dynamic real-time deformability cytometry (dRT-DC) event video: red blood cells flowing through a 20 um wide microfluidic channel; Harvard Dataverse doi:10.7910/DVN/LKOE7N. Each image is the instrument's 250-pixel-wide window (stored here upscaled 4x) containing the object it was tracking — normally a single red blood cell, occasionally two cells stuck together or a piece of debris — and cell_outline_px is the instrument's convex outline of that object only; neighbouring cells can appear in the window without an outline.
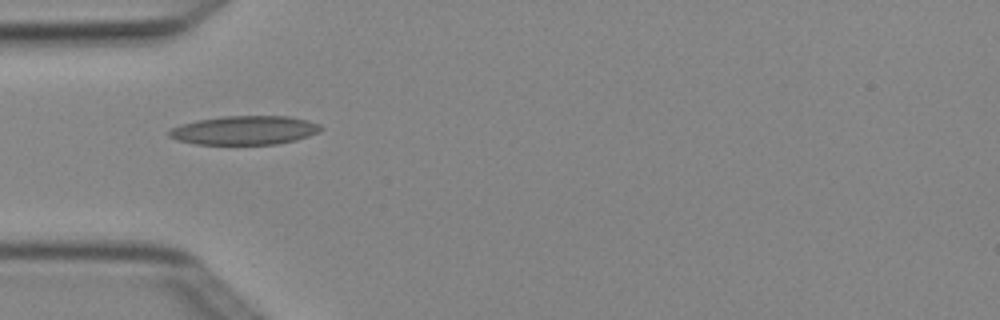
{"species": "Egyptian fruit bat (a non-hibernating species)", "species_latin": "Rousettus aegyptiacus", "temperature_condition": "cold", "stored_images_in_passage": 3, "camera_frame_rate_fps": 3000, "um_per_image_px": 0.085, "animal": {"sex": "female"}, "frame": {"image": 1, "passage_image": 2, "time_ms": 0.333, "image_size_px": [1000, 320], "cell_outline_px": [[324, 128], [320, 132], [296, 140], [276, 144], [196, 144], [176, 140], [168, 136], [168, 132], [172, 128], [180, 124], [196, 120], [224, 116], [288, 116], [308, 120], [320, 124]], "centroid_in_image_um": [20.8, 11.07], "position_along_channel_um": 64.2, "area_um2": 25.66}}
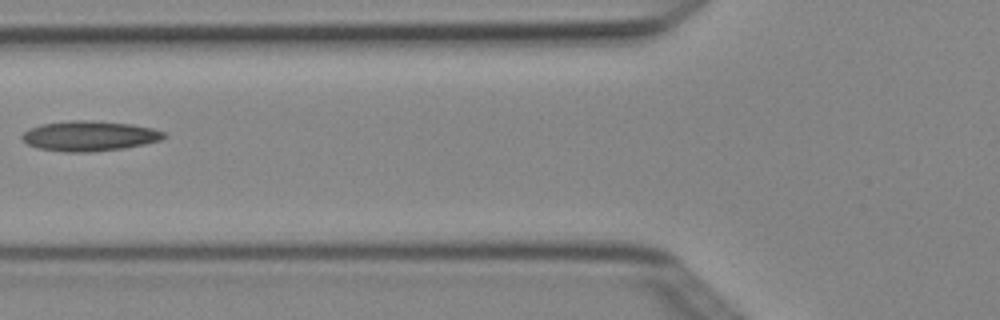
{"frame": {"image": 2, "passage_image": 3, "time_ms": 0.667, "image_size_px": [1000, 320], "cell_outline_px": [[168, 136], [160, 140], [144, 144], [124, 148], [92, 152], [64, 152], [36, 148], [28, 144], [20, 136], [28, 128], [40, 124], [72, 120], [92, 120], [132, 124], [152, 128], [164, 132]], "centroid_in_image_um": [7.58, 11.55], "position_along_channel_um": 118.2, "area_um2": 25.09}}